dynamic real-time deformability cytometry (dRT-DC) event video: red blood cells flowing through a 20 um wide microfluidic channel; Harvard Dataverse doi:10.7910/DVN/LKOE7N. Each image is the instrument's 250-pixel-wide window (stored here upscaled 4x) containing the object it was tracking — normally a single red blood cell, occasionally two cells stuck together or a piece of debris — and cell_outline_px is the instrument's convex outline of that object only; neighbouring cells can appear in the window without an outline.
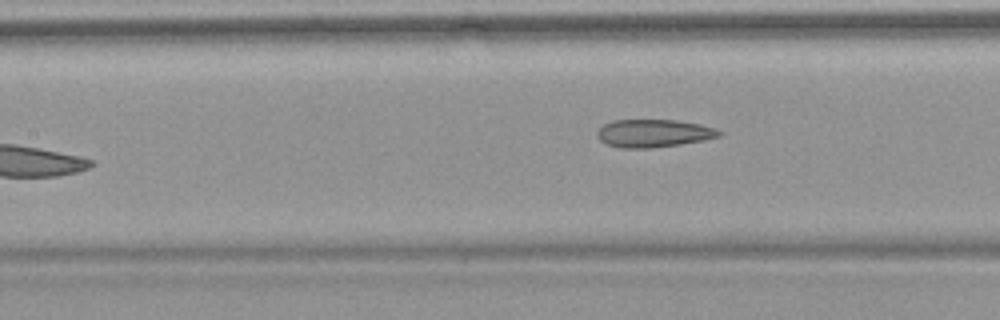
{"species": "common noctule bat (a hibernating species)", "species_latin": "Nyctalus noctula", "temperature_condition": "warm", "stored_images_in_passage": 8, "camera_frame_rate_fps": 3000, "um_per_image_px": 0.085, "animal": {"sex": "female", "body_mass_g": 18.4}, "frame": {"image": 1, "passage_image": 8, "time_ms": 8.333, "image_size_px": [1000, 320], "cell_outline_px": [[724, 132], [720, 136], [704, 140], [680, 144], [652, 148], [620, 148], [604, 144], [596, 136], [596, 132], [604, 124], [612, 120], [676, 120], [700, 124], [716, 128]], "centroid_in_image_um": [55.54, 11.33], "position_along_channel_um": 151.9, "area_um2": 20.0}}